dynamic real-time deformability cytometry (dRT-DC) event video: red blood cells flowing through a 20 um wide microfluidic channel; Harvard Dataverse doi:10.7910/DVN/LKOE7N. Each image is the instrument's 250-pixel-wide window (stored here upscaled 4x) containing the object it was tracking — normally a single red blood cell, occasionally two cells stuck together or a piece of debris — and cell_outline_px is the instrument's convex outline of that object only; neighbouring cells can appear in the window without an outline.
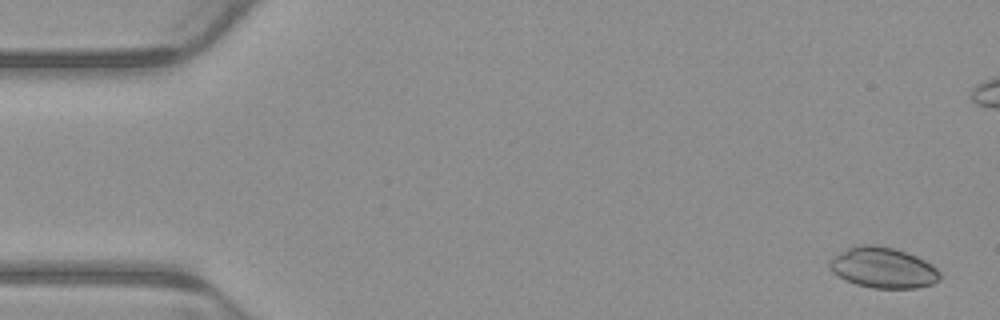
{"species": "common noctule bat (a hibernating species)", "species_latin": "Nyctalus noctula", "temperature_condition": "warm", "stored_images_in_passage": 6, "camera_frame_rate_fps": 3000, "um_per_image_px": 0.085, "animal": {"sex": "male", "body_mass_g": 23.1, "forearm_length_mm": 52.7}, "frame": {"image": 1, "passage_image": 1, "time_ms": 0.0, "image_size_px": [1000, 320], "cell_outline_px": [[940, 280], [932, 284], [916, 288], [872, 288], [856, 284], [844, 280], [832, 272], [828, 268], [828, 260], [836, 252], [848, 248], [864, 244], [876, 244], [896, 248], [916, 256], [932, 264], [940, 272]], "centroid_in_image_um": [75.02, 22.74], "position_along_channel_um": 10.0, "area_um2": 26.59}}